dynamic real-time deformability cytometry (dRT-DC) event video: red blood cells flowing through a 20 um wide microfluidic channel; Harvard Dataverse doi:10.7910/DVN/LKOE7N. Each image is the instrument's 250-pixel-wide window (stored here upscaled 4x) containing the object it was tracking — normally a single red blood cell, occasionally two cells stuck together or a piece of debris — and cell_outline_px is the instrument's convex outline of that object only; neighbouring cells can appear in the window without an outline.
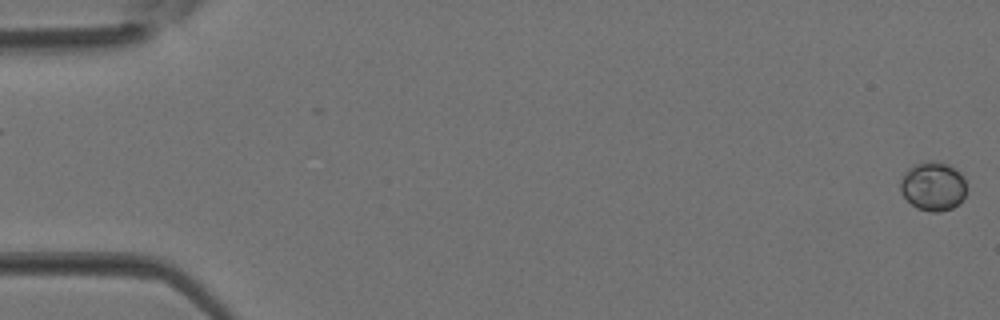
{"species": "Egyptian fruit bat (a non-hibernating species)", "species_latin": "Rousettus aegyptiacus", "temperature_condition": "room temperature", "stored_images_in_passage": 2, "segment_of_instrument_passage": [2, 2], "camera_frame_rate_fps": 3000, "um_per_image_px": 0.085, "animal": {"sex": "female"}, "frame": {"image": 1, "passage_image": 2, "time_ms": 0.333, "image_size_px": [1000, 320], "cell_outline_px": [[968, 188], [964, 196], [952, 208], [940, 212], [928, 212], [916, 208], [900, 192], [900, 180], [904, 172], [912, 164], [928, 160], [936, 160], [948, 164], [960, 172]], "centroid_in_image_um": [79.29, 15.81], "position_along_channel_um": 5.7, "area_um2": 19.19}}